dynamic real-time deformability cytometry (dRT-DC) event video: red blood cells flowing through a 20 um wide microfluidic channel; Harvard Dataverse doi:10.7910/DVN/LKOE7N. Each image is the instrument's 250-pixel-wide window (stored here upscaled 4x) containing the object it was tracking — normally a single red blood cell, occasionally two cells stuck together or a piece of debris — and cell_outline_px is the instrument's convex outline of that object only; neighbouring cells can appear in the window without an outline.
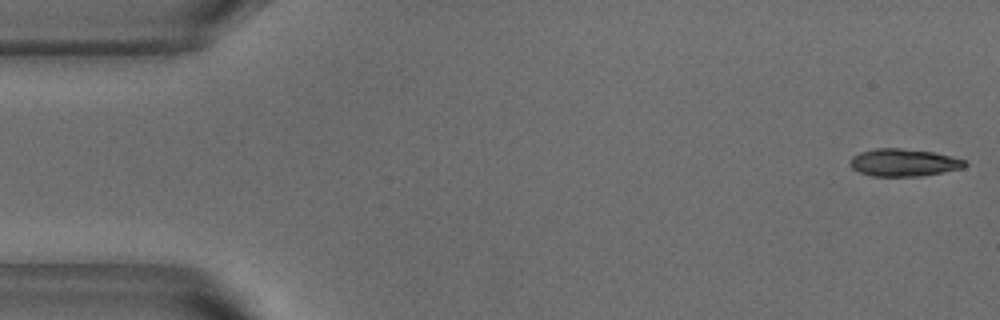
{"species": "common noctule bat (a hibernating species)", "species_latin": "Nyctalus noctula", "temperature_condition": "warm", "stored_images_in_passage": 52, "camera_frame_rate_fps": 3000, "um_per_image_px": 0.085, "animal": {"sex": "male", "body_mass_g": 18.8}, "frame": {"image": 1, "passage_image": 1, "time_ms": 0.0, "image_size_px": [1000, 320], "cell_outline_px": [[968, 164], [964, 168], [944, 172], [920, 176], [872, 176], [860, 172], [852, 168], [848, 164], [848, 160], [852, 156], [860, 152], [876, 148], [900, 148], [932, 152], [952, 156], [964, 160]], "centroid_in_image_um": [76.8, 13.82], "position_along_channel_um": 8.2, "area_um2": 18.5}}
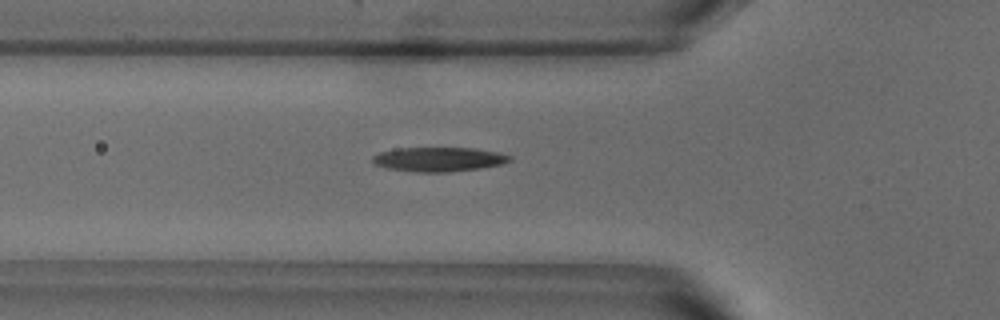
{"frame": {"image": 2, "passage_image": 17, "time_ms": 5.333, "image_size_px": [1000, 320], "cell_outline_px": [[512, 160], [500, 164], [480, 168], [448, 172], [416, 172], [388, 168], [376, 164], [372, 160], [372, 156], [380, 152], [396, 148], [476, 148], [496, 152], [512, 156]], "centroid_in_image_um": [37.29, 13.53], "position_along_channel_um": 88.5, "area_um2": 19.31}}
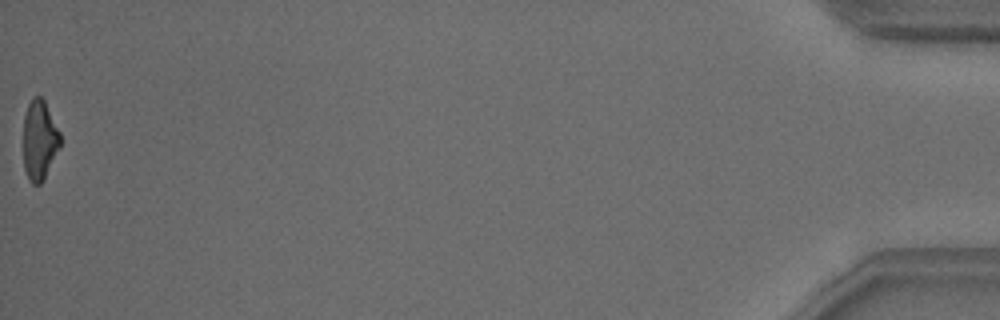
{"frame": {"image": 3, "passage_image": 52, "time_ms": 17.0, "image_size_px": [1000, 320], "cell_outline_px": [[60, 148], [44, 180], [40, 184], [32, 184], [28, 180], [24, 168], [24, 116], [28, 104], [32, 96], [40, 96], [44, 100], [60, 132]], "centroid_in_image_um": [3.36, 11.93], "position_along_channel_um": 431.8, "area_um2": 17.28}, "authors_computed_cell_mechanics": {"area_um2": 18.8717, "velocity_mm_per_s": 3.8232, "shape_relaxation_time_tau1_ms": 3.4895, "shape_relaxation_time_tau2_ms": 3.7229, "deformation_change_tau1": 0.1647, "deformation_change_tau2": 0.1292}}